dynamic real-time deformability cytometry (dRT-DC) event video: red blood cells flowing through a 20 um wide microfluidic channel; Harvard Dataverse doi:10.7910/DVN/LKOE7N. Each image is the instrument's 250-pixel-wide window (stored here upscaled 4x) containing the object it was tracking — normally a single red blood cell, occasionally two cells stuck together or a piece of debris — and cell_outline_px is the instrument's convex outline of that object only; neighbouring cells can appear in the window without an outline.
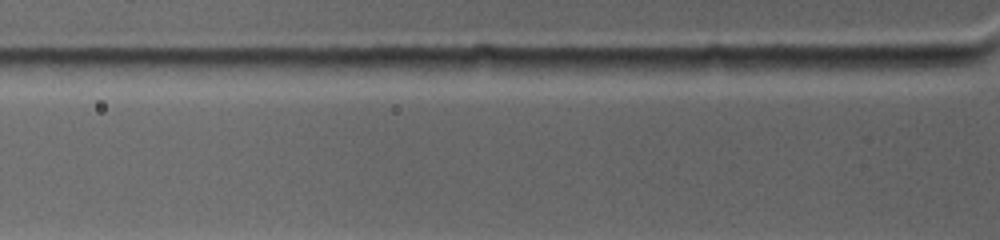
{"species": "common noctule bat (a hibernating species)", "species_latin": "Nyctalus noctula", "temperature_condition": "warm", "stored_images_in_passage": 2, "camera_frame_rate_fps": 4500, "um_per_image_px": 0.085, "animal": {"sex": "female", "body_mass_g": 19.0, "forearm_length_mm": 53.3}, "frame": {"image": 1, "passage_image": 2, "time_ms": 0.667, "image_size_px": [1000, 240], "cell_outline_px": [[760, 64], [756, 68], [660, 76], [636, 76], [616, 68], [612, 64], [612, 60], [704, 56], [752, 56]], "centroid_in_image_um": [58.16, 5.53], "position_along_channel_um": 67.6, "area_um2": 15.9}}